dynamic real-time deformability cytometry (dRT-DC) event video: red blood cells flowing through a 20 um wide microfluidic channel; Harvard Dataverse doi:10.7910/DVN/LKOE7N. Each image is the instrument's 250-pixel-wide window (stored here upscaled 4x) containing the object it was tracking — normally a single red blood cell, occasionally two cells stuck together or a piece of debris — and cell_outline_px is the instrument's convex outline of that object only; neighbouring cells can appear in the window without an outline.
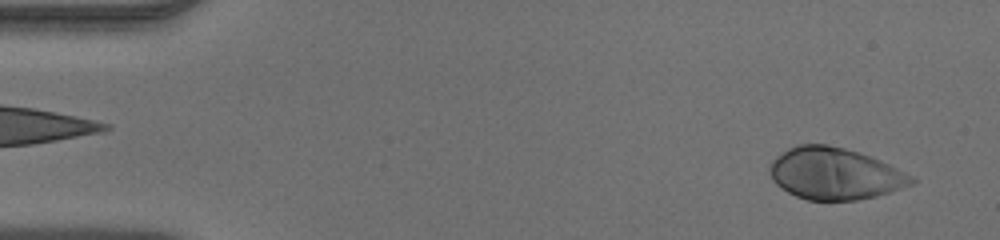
{"species": "human", "species_latin": "Homo sapiens", "temperature_condition": "warm", "stored_images_in_passage": 48, "camera_frame_rate_fps": 3000, "um_per_image_px": 0.085, "donor": {"sex": "male"}, "frame": {"image": 1, "passage_image": 2, "time_ms": 0.333, "image_size_px": [1000, 240], "cell_outline_px": [[916, 180], [912, 184], [876, 196], [856, 200], [808, 200], [796, 196], [780, 188], [772, 180], [768, 172], [768, 168], [772, 160], [776, 156], [788, 148], [800, 144], [824, 144], [844, 148], [880, 160], [912, 176]], "centroid_in_image_um": [70.89, 14.76], "position_along_channel_um": 14.1, "area_um2": 42.48}}
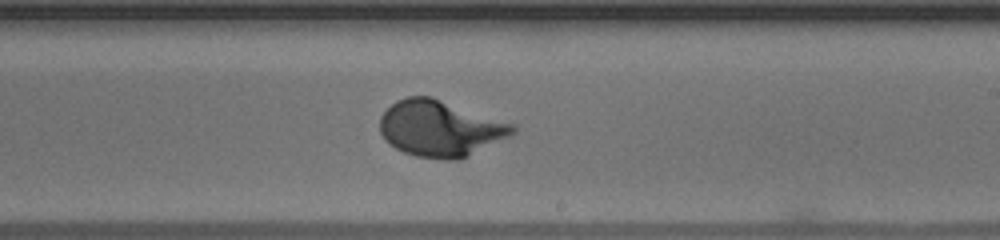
{"frame": {"image": 2, "passage_image": 28, "time_ms": 9.0, "image_size_px": [1000, 240], "cell_outline_px": [[516, 132], [460, 160], [448, 160], [416, 156], [404, 152], [396, 148], [380, 132], [380, 116], [396, 100], [408, 96], [432, 96], [516, 124]], "centroid_in_image_um": [37.44, 10.9], "position_along_channel_um": 251.6, "area_um2": 43.29}}
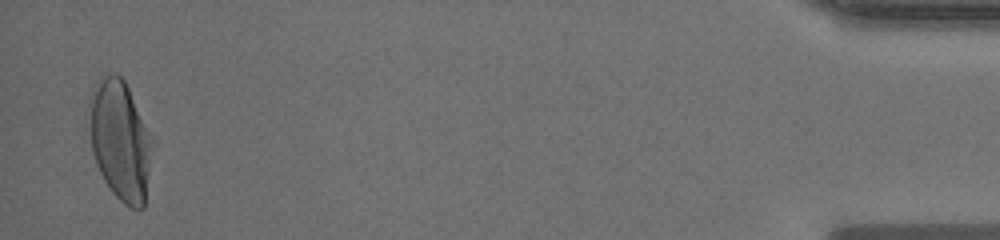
{"frame": {"image": 3, "passage_image": 47, "time_ms": 15.333, "image_size_px": [1000, 240], "cell_outline_px": [[156, 148], [144, 208], [132, 208], [124, 204], [112, 192], [104, 180], [96, 164], [92, 152], [84, 116], [88, 100], [92, 92], [100, 80], [104, 76], [120, 76], [124, 80], [156, 140]], "centroid_in_image_um": [10.24, 11.96], "position_along_channel_um": 425.0, "area_um2": 45.95}}